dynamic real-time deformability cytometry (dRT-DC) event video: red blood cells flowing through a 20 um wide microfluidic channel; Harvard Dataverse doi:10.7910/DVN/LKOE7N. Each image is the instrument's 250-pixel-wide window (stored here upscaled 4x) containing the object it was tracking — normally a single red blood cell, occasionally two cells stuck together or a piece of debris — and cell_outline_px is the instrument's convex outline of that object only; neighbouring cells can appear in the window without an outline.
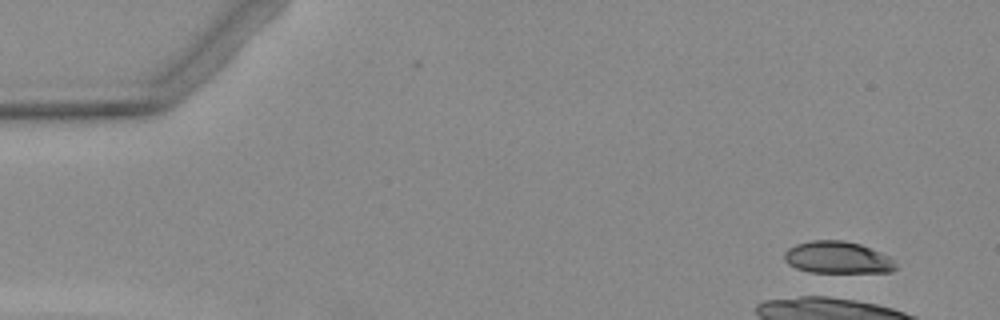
{"species": "Egyptian fruit bat (a non-hibernating species)", "species_latin": "Rousettus aegyptiacus", "temperature_condition": "warm", "stored_images_in_passage": 1, "camera_frame_rate_fps": 3000, "um_per_image_px": 0.085, "animal": {"sex": "female"}, "frame": {"image": 1, "passage_image": 1, "time_ms": 0.0, "image_size_px": [1000, 320], "cell_outline_px": [[896, 268], [892, 272], [812, 272], [796, 268], [788, 264], [784, 260], [784, 252], [788, 248], [796, 244], [812, 240], [844, 240], [860, 244], [880, 252], [888, 256], [896, 264]], "centroid_in_image_um": [71.17, 21.88], "position_along_channel_um": 13.8, "area_um2": 20.75}}